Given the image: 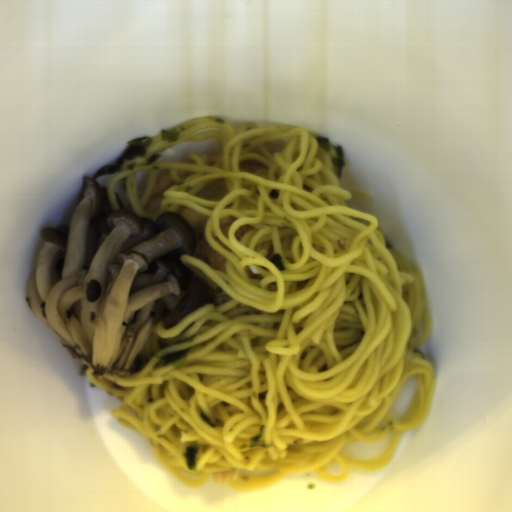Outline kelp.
<instances>
[{
	"label": "kelp",
	"instance_id": "99668d17",
	"mask_svg": "<svg viewBox=\"0 0 512 512\" xmlns=\"http://www.w3.org/2000/svg\"><path fill=\"white\" fill-rule=\"evenodd\" d=\"M153 138L151 136H143L140 138L127 140L126 149L119 157L117 163H112L103 169H101L98 173H96L91 178L100 177L103 175H112L118 173L124 160L131 159L134 156H144L147 148L152 143Z\"/></svg>",
	"mask_w": 512,
	"mask_h": 512
},
{
	"label": "kelp",
	"instance_id": "cf089659",
	"mask_svg": "<svg viewBox=\"0 0 512 512\" xmlns=\"http://www.w3.org/2000/svg\"><path fill=\"white\" fill-rule=\"evenodd\" d=\"M316 140H317L320 148L322 150H324L325 152L327 150H329V149H334L335 150L336 156H332L331 161H332V164L337 166V175L341 178L342 170H343V168L345 166L344 154H343L342 146L331 145L329 139L324 137V136L321 137V138H316Z\"/></svg>",
	"mask_w": 512,
	"mask_h": 512
},
{
	"label": "kelp",
	"instance_id": "604fcf36",
	"mask_svg": "<svg viewBox=\"0 0 512 512\" xmlns=\"http://www.w3.org/2000/svg\"><path fill=\"white\" fill-rule=\"evenodd\" d=\"M199 450L200 445L186 446L183 454V459L188 470L195 472L198 464Z\"/></svg>",
	"mask_w": 512,
	"mask_h": 512
},
{
	"label": "kelp",
	"instance_id": "861f05c9",
	"mask_svg": "<svg viewBox=\"0 0 512 512\" xmlns=\"http://www.w3.org/2000/svg\"><path fill=\"white\" fill-rule=\"evenodd\" d=\"M269 260H270V261H271V263H272L275 267H277L279 270H280V269H285L284 264H283V261H282V257H281V255H279V254H277V253H276V254H275V255H273Z\"/></svg>",
	"mask_w": 512,
	"mask_h": 512
},
{
	"label": "kelp",
	"instance_id": "d102d525",
	"mask_svg": "<svg viewBox=\"0 0 512 512\" xmlns=\"http://www.w3.org/2000/svg\"><path fill=\"white\" fill-rule=\"evenodd\" d=\"M269 198H278L277 192L274 189L270 192Z\"/></svg>",
	"mask_w": 512,
	"mask_h": 512
}]
</instances>
